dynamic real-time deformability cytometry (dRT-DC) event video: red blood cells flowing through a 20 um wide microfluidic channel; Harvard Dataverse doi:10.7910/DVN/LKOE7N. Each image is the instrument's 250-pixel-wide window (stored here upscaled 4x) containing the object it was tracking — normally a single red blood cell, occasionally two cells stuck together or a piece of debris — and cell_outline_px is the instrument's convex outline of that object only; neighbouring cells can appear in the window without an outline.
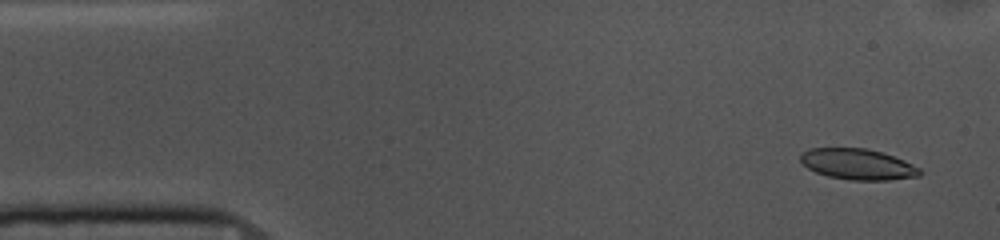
{"species": "common noctule bat (a hibernating species)", "species_latin": "Nyctalus noctula", "temperature_condition": "cold", "stored_images_in_passage": 53, "camera_frame_rate_fps": 3000, "um_per_image_px": 0.085, "animal": {"sex": "female", "body_mass_g": 10.0, "forearm_length_mm": 53.1}, "frame": {"image": 1, "passage_image": 3, "time_ms": 0.667, "image_size_px": [1000, 240], "cell_outline_px": [[920, 176], [888, 180], [852, 180], [828, 176], [816, 172], [808, 168], [800, 160], [800, 152], [808, 148], [864, 148], [880, 152], [904, 160], [920, 168]], "centroid_in_image_um": [72.88, 13.95], "position_along_channel_um": 12.1, "area_um2": 21.33}}
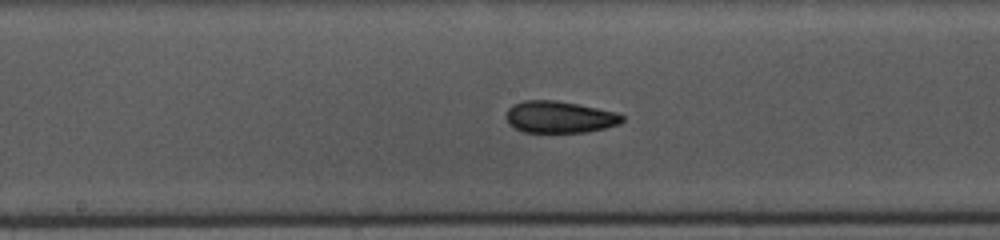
{"frame": {"image": 2, "passage_image": 26, "time_ms": 8.333, "image_size_px": [1000, 240], "cell_outline_px": [[624, 120], [620, 124], [588, 132], [524, 132], [508, 124], [504, 116], [508, 108], [512, 104], [524, 100], [556, 100], [616, 112], [624, 116]], "centroid_in_image_um": [47.52, 9.94], "position_along_channel_um": 200.7, "area_um2": 21.62}}
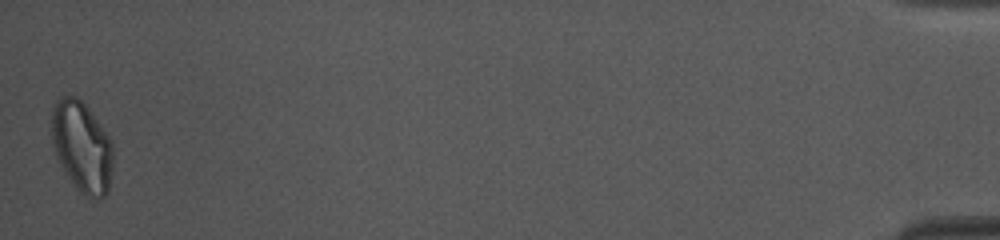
{"frame": {"image": 3, "passage_image": 53, "time_ms": 17.333, "image_size_px": [1000, 240], "cell_outline_px": [[112, 168], [108, 192], [104, 196], [88, 196], [80, 192], [72, 184], [60, 164], [56, 156], [52, 144], [52, 108], [56, 100], [60, 96], [76, 96], [84, 104], [112, 140]], "centroid_in_image_um": [6.94, 12.46], "position_along_channel_um": 428.3, "area_um2": 32.19}, "authors_computed_cell_mechanics": {"area_um2": 22.0796, "velocity_mm_per_s": 3.6482, "shape_relaxation_time_tau1_ms": 4.1345, "shape_relaxation_time_tau2_ms": 2.6637, "deformation_change_tau1": 0.1205, "deformation_change_tau2": 0.0692}}